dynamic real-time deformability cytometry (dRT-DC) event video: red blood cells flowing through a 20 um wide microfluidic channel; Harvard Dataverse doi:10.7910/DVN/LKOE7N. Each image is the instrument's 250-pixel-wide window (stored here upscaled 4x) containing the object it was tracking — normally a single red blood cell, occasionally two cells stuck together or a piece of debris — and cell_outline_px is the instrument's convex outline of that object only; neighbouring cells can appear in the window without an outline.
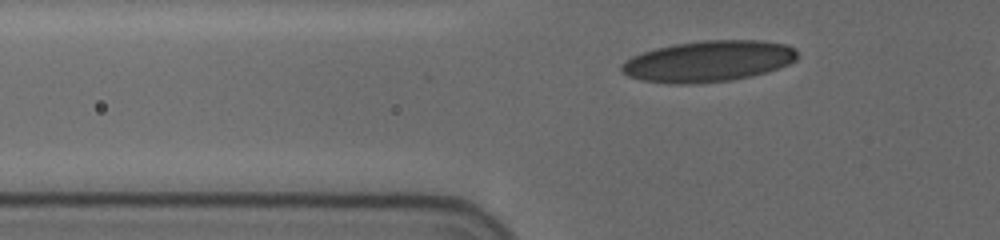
{"species": "human", "species_latin": "Homo sapiens", "temperature_condition": "cold", "stored_images_in_passage": 36, "camera_frame_rate_fps": 3000, "um_per_image_px": 0.085, "donor": {"sex": "female"}, "frame": {"image": 1, "passage_image": 7, "time_ms": 2.0, "image_size_px": [1000, 240], "cell_outline_px": [[796, 60], [788, 64], [752, 76], [732, 80], [692, 84], [668, 84], [640, 80], [628, 76], [620, 72], [620, 64], [624, 60], [632, 56], [656, 48], [676, 44], [704, 40], [760, 40], [784, 44], [792, 48], [796, 52]], "centroid_in_image_um": [60.13, 5.22], "position_along_channel_um": 65.7, "area_um2": 42.08}}
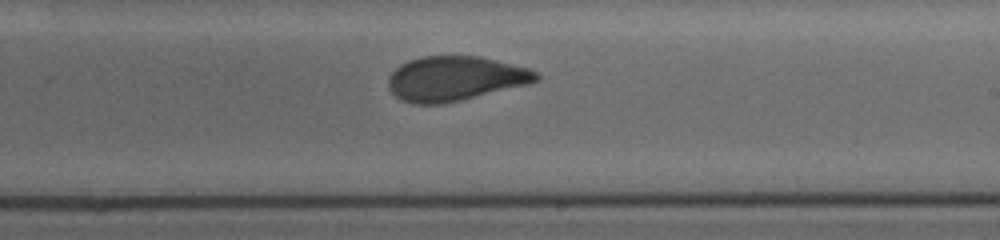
{"frame": {"image": 2, "passage_image": 23, "time_ms": 7.333, "image_size_px": [1000, 240], "cell_outline_px": [[540, 80], [528, 84], [444, 104], [412, 104], [400, 100], [388, 88], [388, 76], [400, 64], [408, 60], [420, 56], [480, 56], [528, 68], [536, 72], [540, 76]], "centroid_in_image_um": [38.65, 6.68], "position_along_channel_um": 250.3, "area_um2": 38.55}}
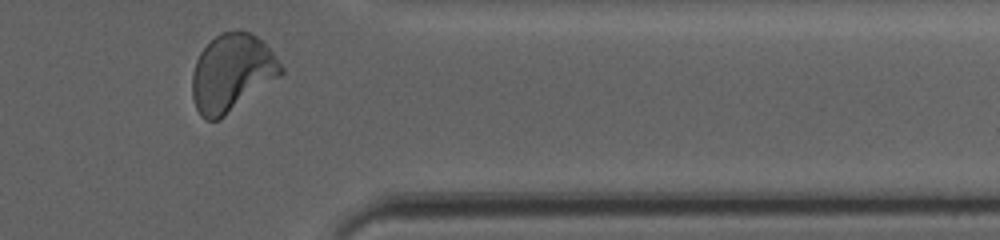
{"frame": {"image": 3, "passage_image": 35, "time_ms": 11.333, "image_size_px": [1000, 240], "cell_outline_px": [[284, 72], [280, 76], [220, 120], [204, 120], [200, 116], [196, 108], [192, 96], [192, 72], [196, 60], [200, 52], [220, 32], [248, 32], [256, 36], [272, 52], [284, 68]], "centroid_in_image_um": [19.68, 6.23], "position_along_channel_um": 391.7, "area_um2": 39.77}, "authors_computed_cell_mechanics": {"area_um2": 39.3329, "velocity_mm_per_s": 3.6651, "shape_relaxation_time_tau1_ms": null, "shape_relaxation_time_tau2_ms": 0.8259, "deformation_change_tau1": null, "deformation_change_tau2": 0.067}}